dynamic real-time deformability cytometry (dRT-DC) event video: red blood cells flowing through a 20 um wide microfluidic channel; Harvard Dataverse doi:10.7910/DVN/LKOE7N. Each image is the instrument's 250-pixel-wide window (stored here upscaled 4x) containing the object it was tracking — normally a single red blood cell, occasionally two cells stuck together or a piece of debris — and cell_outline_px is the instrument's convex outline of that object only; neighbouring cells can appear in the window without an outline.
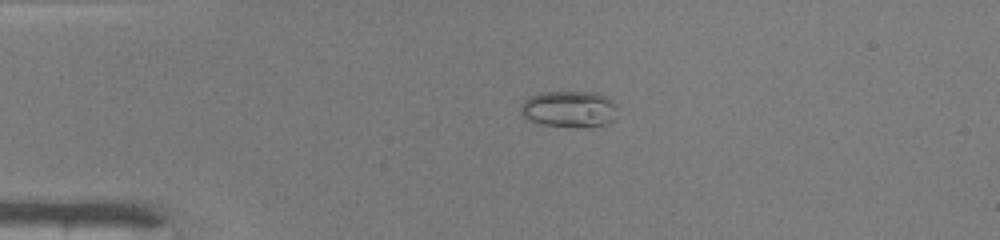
{"species": "common noctule bat (a hibernating species)", "species_latin": "Nyctalus noctula", "temperature_condition": "warm", "stored_images_in_passage": 38, "camera_frame_rate_fps": 3000, "um_per_image_px": 0.085, "animal": {"sex": "male", "body_mass_g": 19.0, "forearm_length_mm": 50.8}, "frame": {"image": 1, "passage_image": 1, "time_ms": 0.0, "image_size_px": [1000, 240], "cell_outline_px": [[616, 104], [612, 120], [608, 124], [592, 128], [540, 124], [524, 116], [520, 112], [520, 108], [524, 100], [528, 96], [540, 92], [596, 92], [608, 96]], "centroid_in_image_um": [48.39, 9.26], "position_along_channel_um": 36.6, "area_um2": 20.69}}
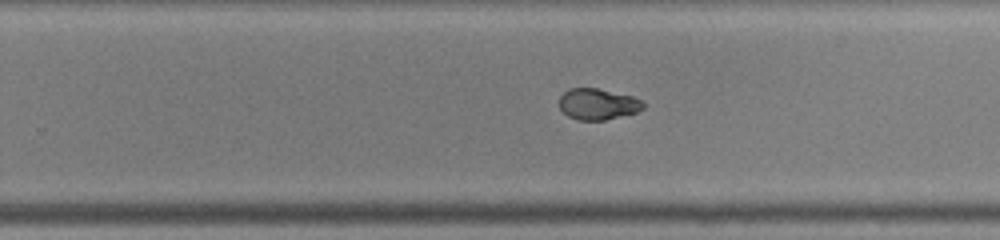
{"frame": {"image": 2, "passage_image": 21, "time_ms": 6.667, "image_size_px": [1000, 240], "cell_outline_px": [[644, 108], [636, 112], [604, 120], [576, 120], [568, 116], [560, 108], [560, 96], [568, 88], [596, 88], [632, 96], [644, 100]], "centroid_in_image_um": [50.82, 8.84], "position_along_channel_um": 279.0, "area_um2": 15.2}}
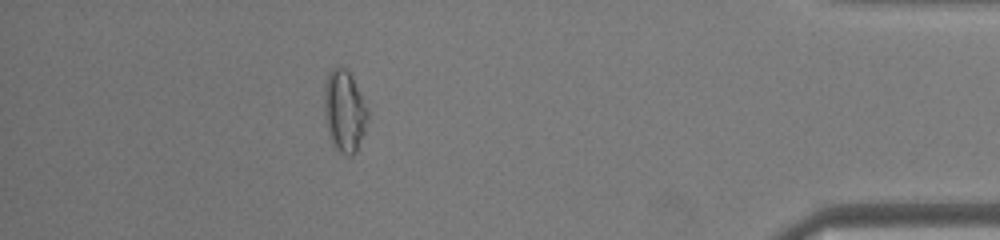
{"frame": {"image": 3, "passage_image": 33, "time_ms": 10.667, "image_size_px": [1000, 240], "cell_outline_px": [[368, 116], [364, 132], [356, 152], [352, 156], [348, 156], [340, 152], [332, 144], [328, 136], [324, 112], [324, 84], [328, 72], [332, 68], [344, 68], [352, 76], [368, 108]], "centroid_in_image_um": [29.26, 9.46], "position_along_channel_um": 405.9, "area_um2": 20.87}, "authors_computed_cell_mechanics": {"area_um2": 17.0799, "velocity_mm_per_s": 4.251, "shape_relaxation_time_tau1_ms": null, "shape_relaxation_time_tau2_ms": 1.4472, "deformation_change_tau1": null, "deformation_change_tau2": 0.0402}}